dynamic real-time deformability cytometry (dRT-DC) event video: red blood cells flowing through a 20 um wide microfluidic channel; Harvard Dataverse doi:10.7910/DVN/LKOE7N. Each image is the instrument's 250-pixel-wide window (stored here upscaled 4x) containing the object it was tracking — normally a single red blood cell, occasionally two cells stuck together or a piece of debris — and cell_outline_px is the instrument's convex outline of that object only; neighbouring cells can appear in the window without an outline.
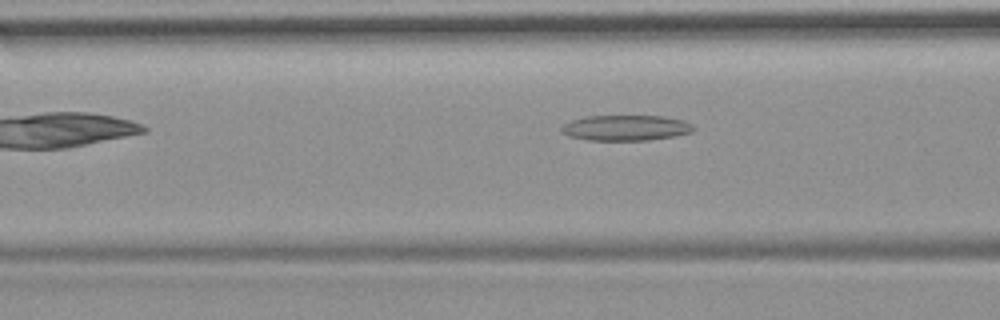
{"species": "common noctule bat (a hibernating species)", "species_latin": "Nyctalus noctula", "temperature_condition": "room temperature", "stored_images_in_passage": 18, "camera_frame_rate_fps": 3000, "um_per_image_px": 0.085, "animal": {"sex": "female", "body_mass_g": 19.9}, "frame": {"image": 1, "passage_image": 6, "time_ms": 1.667, "image_size_px": [1000, 320], "cell_outline_px": [[696, 128], [692, 132], [676, 136], [648, 140], [588, 140], [568, 136], [560, 132], [560, 128], [564, 124], [572, 120], [588, 116], [664, 116], [684, 120], [692, 124]], "centroid_in_image_um": [53.21, 10.87], "position_along_channel_um": 113.4, "area_um2": 19.77}}